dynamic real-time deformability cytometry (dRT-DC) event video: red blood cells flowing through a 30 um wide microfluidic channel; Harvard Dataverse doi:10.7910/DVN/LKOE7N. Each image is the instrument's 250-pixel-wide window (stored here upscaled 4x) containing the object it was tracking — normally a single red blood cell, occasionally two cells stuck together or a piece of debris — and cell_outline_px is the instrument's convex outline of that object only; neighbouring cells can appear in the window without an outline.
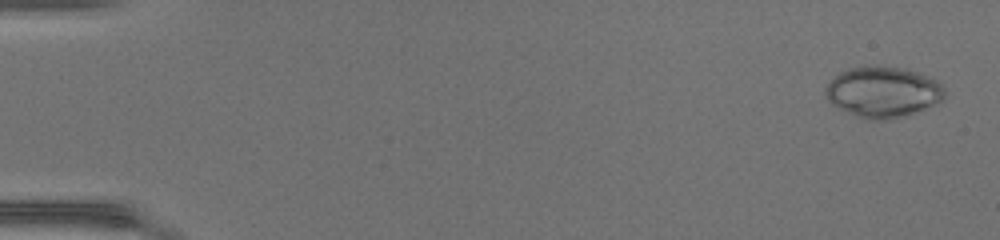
{"species": "common noctule bat (a hibernating species)", "species_latin": "Nyctalus noctula", "temperature_condition": "warm", "stored_images_in_passage": 48, "camera_frame_rate_fps": 3000, "um_per_image_px": 0.085, "animal": {"sex": "female", "body_mass_g": 17.0, "forearm_length_mm": 48.0}, "frame": {"image": 1, "passage_image": 2, "time_ms": 0.333, "image_size_px": [1000, 240], "cell_outline_px": [[944, 96], [940, 100], [932, 104], [912, 112], [888, 120], [868, 120], [840, 108], [832, 104], [824, 96], [824, 88], [840, 72], [848, 68], [900, 68], [916, 72], [928, 76], [936, 80], [944, 88]], "centroid_in_image_um": [75.01, 7.83], "position_along_channel_um": 10.0, "area_um2": 34.04}}
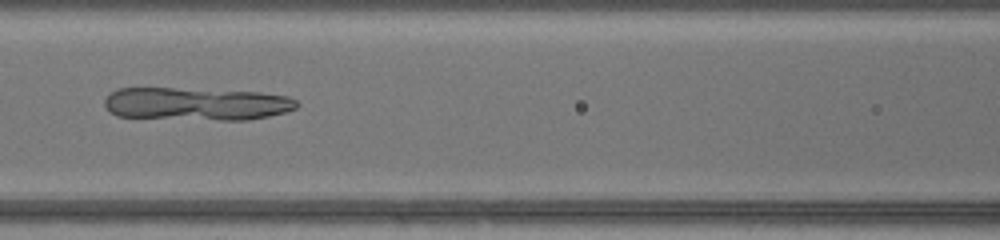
{"frame": {"image": 2, "passage_image": 23, "time_ms": 7.333, "image_size_px": [1000, 240], "cell_outline_px": [[300, 104], [296, 108], [284, 112], [268, 116], [248, 120], [220, 120], [116, 116], [108, 112], [104, 104], [104, 100], [112, 92], [120, 88], [172, 88], [260, 92], [288, 96], [296, 100]], "centroid_in_image_um": [16.7, 8.83], "position_along_channel_um": 149.9, "area_um2": 36.82}}
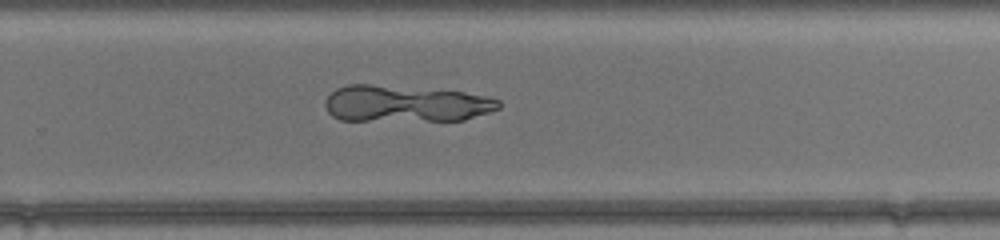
{"frame": {"image": 3, "passage_image": 33, "time_ms": 10.667, "image_size_px": [1000, 240], "cell_outline_px": [[500, 108], [464, 120], [340, 120], [332, 116], [328, 112], [324, 104], [324, 100], [336, 88], [348, 84], [368, 84], [464, 92], [484, 96], [500, 100]], "centroid_in_image_um": [34.42, 8.81], "position_along_channel_um": 295.4, "area_um2": 36.7}}